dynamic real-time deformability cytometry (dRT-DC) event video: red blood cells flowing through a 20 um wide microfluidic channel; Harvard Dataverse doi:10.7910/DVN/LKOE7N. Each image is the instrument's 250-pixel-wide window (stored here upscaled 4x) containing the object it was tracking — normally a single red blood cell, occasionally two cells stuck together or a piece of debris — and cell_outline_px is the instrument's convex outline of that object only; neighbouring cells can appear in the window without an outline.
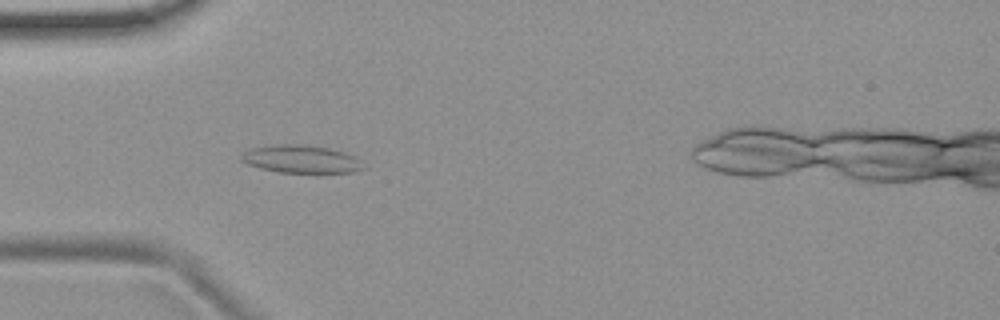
{"species": "common noctule bat (a hibernating species)", "species_latin": "Nyctalus noctula", "temperature_condition": "room temperature", "stored_images_in_passage": 5, "camera_frame_rate_fps": 3000, "um_per_image_px": 0.085, "animal": {"sex": "female", "body_mass_g": 19.9}, "frame": {"image": 1, "passage_image": 5, "time_ms": 4.667, "image_size_px": [1000, 320], "cell_outline_px": [[364, 168], [352, 172], [280, 172], [260, 168], [248, 164], [240, 160], [240, 156], [244, 152], [252, 148], [276, 144], [296, 144], [328, 148], [344, 152], [356, 156], [360, 160]], "centroid_in_image_um": [25.58, 13.52], "position_along_channel_um": 59.4, "area_um2": 19.54}}